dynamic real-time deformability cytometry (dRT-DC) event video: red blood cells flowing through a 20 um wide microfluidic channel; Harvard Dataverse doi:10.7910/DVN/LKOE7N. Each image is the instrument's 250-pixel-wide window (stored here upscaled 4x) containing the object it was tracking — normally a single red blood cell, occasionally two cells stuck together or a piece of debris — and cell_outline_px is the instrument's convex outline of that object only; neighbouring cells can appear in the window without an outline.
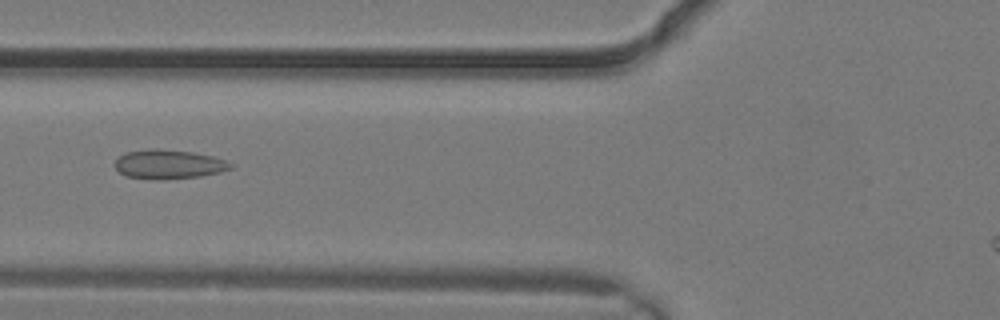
{"species": "common noctule bat (a hibernating species)", "species_latin": "Nyctalus noctula", "temperature_condition": "warm", "stored_images_in_passage": 3, "camera_frame_rate_fps": 3000, "um_per_image_px": 0.085, "animal": {"sex": "male", "body_mass_g": 19.2, "forearm_length_mm": 51.8}, "frame": {"image": 1, "passage_image": 2, "time_ms": 0.333, "image_size_px": [1000, 320], "cell_outline_px": [[236, 164], [232, 168], [220, 172], [200, 176], [164, 180], [160, 180], [124, 176], [116, 168], [116, 160], [124, 152], [148, 148], [192, 152], [212, 156]], "centroid_in_image_um": [14.35, 13.97], "position_along_channel_um": 111.5, "area_um2": 19.71}}